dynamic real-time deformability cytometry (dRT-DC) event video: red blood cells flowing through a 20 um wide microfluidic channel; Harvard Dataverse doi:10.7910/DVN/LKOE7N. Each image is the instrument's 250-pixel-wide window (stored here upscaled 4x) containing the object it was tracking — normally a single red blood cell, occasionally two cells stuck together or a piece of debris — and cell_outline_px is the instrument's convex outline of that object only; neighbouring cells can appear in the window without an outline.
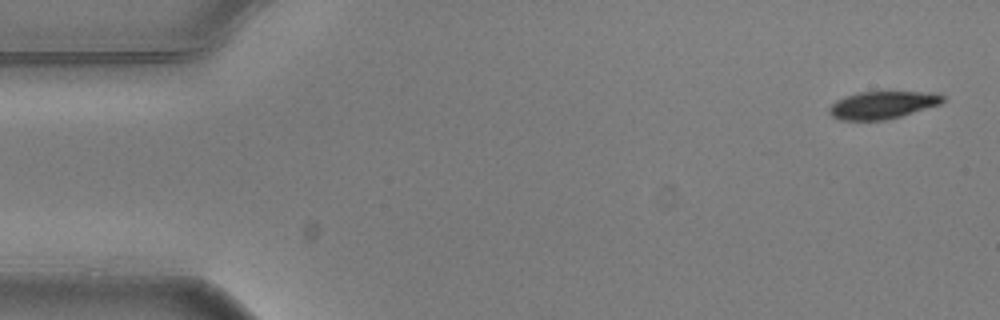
{"species": "common noctule bat (a hibernating species)", "species_latin": "Nyctalus noctula", "temperature_condition": "warm", "stored_images_in_passage": 2, "camera_frame_rate_fps": 3000, "um_per_image_px": 0.085, "animal": {"sex": "male", "body_mass_g": 20.5, "forearm_length_mm": 52.5}, "frame": {"image": 1, "passage_image": 1, "time_ms": 0.0, "image_size_px": [1000, 320], "cell_outline_px": [[944, 100], [940, 104], [900, 116], [884, 120], [840, 120], [832, 116], [828, 112], [828, 108], [836, 100], [844, 96], [860, 92], [940, 92], [944, 96]], "centroid_in_image_um": [75.0, 8.92], "position_along_channel_um": 10.0, "area_um2": 18.21}}
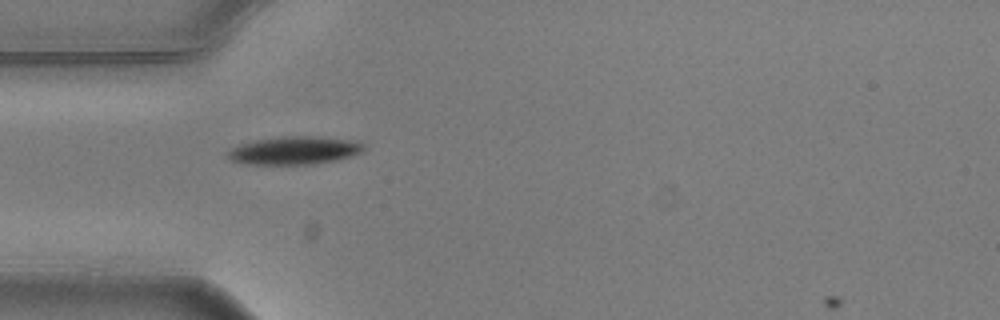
{"frame": {"image": 2, "passage_image": 2, "time_ms": 0.333, "image_size_px": [1000, 320], "cell_outline_px": [[364, 152], [340, 160], [312, 164], [248, 164], [228, 160], [228, 152], [232, 148], [240, 144], [256, 140], [280, 136], [316, 136], [360, 140], [364, 144]], "centroid_in_image_um": [25.11, 12.78], "position_along_channel_um": 59.9, "area_um2": 22.6}}